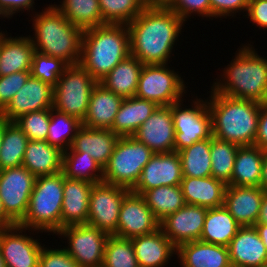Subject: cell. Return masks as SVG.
<instances>
[{
	"label": "cell",
	"instance_id": "1",
	"mask_svg": "<svg viewBox=\"0 0 267 267\" xmlns=\"http://www.w3.org/2000/svg\"><path fill=\"white\" fill-rule=\"evenodd\" d=\"M127 27L132 56L143 65L170 64L185 22L168 7L147 6Z\"/></svg>",
	"mask_w": 267,
	"mask_h": 267
},
{
	"label": "cell",
	"instance_id": "2",
	"mask_svg": "<svg viewBox=\"0 0 267 267\" xmlns=\"http://www.w3.org/2000/svg\"><path fill=\"white\" fill-rule=\"evenodd\" d=\"M247 42L237 48L210 88L228 97L263 103L267 101V56L258 54L254 42Z\"/></svg>",
	"mask_w": 267,
	"mask_h": 267
},
{
	"label": "cell",
	"instance_id": "3",
	"mask_svg": "<svg viewBox=\"0 0 267 267\" xmlns=\"http://www.w3.org/2000/svg\"><path fill=\"white\" fill-rule=\"evenodd\" d=\"M207 106L212 135L240 146H252L257 136L261 103L228 97L210 88Z\"/></svg>",
	"mask_w": 267,
	"mask_h": 267
},
{
	"label": "cell",
	"instance_id": "4",
	"mask_svg": "<svg viewBox=\"0 0 267 267\" xmlns=\"http://www.w3.org/2000/svg\"><path fill=\"white\" fill-rule=\"evenodd\" d=\"M28 17L32 21L30 32L34 31L29 37L36 51L62 59L68 65L79 64L81 28L70 23L52 3Z\"/></svg>",
	"mask_w": 267,
	"mask_h": 267
},
{
	"label": "cell",
	"instance_id": "5",
	"mask_svg": "<svg viewBox=\"0 0 267 267\" xmlns=\"http://www.w3.org/2000/svg\"><path fill=\"white\" fill-rule=\"evenodd\" d=\"M130 55L127 25L104 24L83 30L79 64L99 83Z\"/></svg>",
	"mask_w": 267,
	"mask_h": 267
},
{
	"label": "cell",
	"instance_id": "6",
	"mask_svg": "<svg viewBox=\"0 0 267 267\" xmlns=\"http://www.w3.org/2000/svg\"><path fill=\"white\" fill-rule=\"evenodd\" d=\"M64 178L62 172L36 178L20 226L52 236L61 229Z\"/></svg>",
	"mask_w": 267,
	"mask_h": 267
},
{
	"label": "cell",
	"instance_id": "7",
	"mask_svg": "<svg viewBox=\"0 0 267 267\" xmlns=\"http://www.w3.org/2000/svg\"><path fill=\"white\" fill-rule=\"evenodd\" d=\"M153 155L154 152L134 136L119 137L103 168V182L132 190Z\"/></svg>",
	"mask_w": 267,
	"mask_h": 267
},
{
	"label": "cell",
	"instance_id": "8",
	"mask_svg": "<svg viewBox=\"0 0 267 267\" xmlns=\"http://www.w3.org/2000/svg\"><path fill=\"white\" fill-rule=\"evenodd\" d=\"M170 66L169 63L143 65L135 96L158 106H170L185 99V94L189 92V86H186L188 82L183 80L185 76Z\"/></svg>",
	"mask_w": 267,
	"mask_h": 267
},
{
	"label": "cell",
	"instance_id": "9",
	"mask_svg": "<svg viewBox=\"0 0 267 267\" xmlns=\"http://www.w3.org/2000/svg\"><path fill=\"white\" fill-rule=\"evenodd\" d=\"M97 83L80 64L69 65L54 87L52 108L83 121Z\"/></svg>",
	"mask_w": 267,
	"mask_h": 267
},
{
	"label": "cell",
	"instance_id": "10",
	"mask_svg": "<svg viewBox=\"0 0 267 267\" xmlns=\"http://www.w3.org/2000/svg\"><path fill=\"white\" fill-rule=\"evenodd\" d=\"M195 97L171 105L175 128V151H180L195 142L208 139L212 136L211 114L207 106V98L191 93ZM199 97V98H198ZM195 98V99H194ZM185 100V101H184Z\"/></svg>",
	"mask_w": 267,
	"mask_h": 267
},
{
	"label": "cell",
	"instance_id": "11",
	"mask_svg": "<svg viewBox=\"0 0 267 267\" xmlns=\"http://www.w3.org/2000/svg\"><path fill=\"white\" fill-rule=\"evenodd\" d=\"M61 238L65 251L79 267H99L104 261V250L109 235L88 224L70 225L61 228L55 237Z\"/></svg>",
	"mask_w": 267,
	"mask_h": 267
},
{
	"label": "cell",
	"instance_id": "12",
	"mask_svg": "<svg viewBox=\"0 0 267 267\" xmlns=\"http://www.w3.org/2000/svg\"><path fill=\"white\" fill-rule=\"evenodd\" d=\"M38 233L43 232L19 224L0 228V251L6 267H38L44 245L40 242Z\"/></svg>",
	"mask_w": 267,
	"mask_h": 267
},
{
	"label": "cell",
	"instance_id": "13",
	"mask_svg": "<svg viewBox=\"0 0 267 267\" xmlns=\"http://www.w3.org/2000/svg\"><path fill=\"white\" fill-rule=\"evenodd\" d=\"M131 190L100 182L93 184L89 199L87 224L108 235H116L119 212L124 197Z\"/></svg>",
	"mask_w": 267,
	"mask_h": 267
},
{
	"label": "cell",
	"instance_id": "14",
	"mask_svg": "<svg viewBox=\"0 0 267 267\" xmlns=\"http://www.w3.org/2000/svg\"><path fill=\"white\" fill-rule=\"evenodd\" d=\"M36 176L23 166L0 171V198L5 213L19 224L25 217Z\"/></svg>",
	"mask_w": 267,
	"mask_h": 267
},
{
	"label": "cell",
	"instance_id": "15",
	"mask_svg": "<svg viewBox=\"0 0 267 267\" xmlns=\"http://www.w3.org/2000/svg\"><path fill=\"white\" fill-rule=\"evenodd\" d=\"M159 223L144 197L130 191L120 207L116 236L132 239L147 235L159 229Z\"/></svg>",
	"mask_w": 267,
	"mask_h": 267
},
{
	"label": "cell",
	"instance_id": "16",
	"mask_svg": "<svg viewBox=\"0 0 267 267\" xmlns=\"http://www.w3.org/2000/svg\"><path fill=\"white\" fill-rule=\"evenodd\" d=\"M182 178L181 159L177 151L154 153L131 191L142 195L146 190L160 186L180 185Z\"/></svg>",
	"mask_w": 267,
	"mask_h": 267
},
{
	"label": "cell",
	"instance_id": "17",
	"mask_svg": "<svg viewBox=\"0 0 267 267\" xmlns=\"http://www.w3.org/2000/svg\"><path fill=\"white\" fill-rule=\"evenodd\" d=\"M54 87L31 75L9 104L0 112L8 122L20 116L53 107Z\"/></svg>",
	"mask_w": 267,
	"mask_h": 267
},
{
	"label": "cell",
	"instance_id": "18",
	"mask_svg": "<svg viewBox=\"0 0 267 267\" xmlns=\"http://www.w3.org/2000/svg\"><path fill=\"white\" fill-rule=\"evenodd\" d=\"M206 213L205 207L186 204L160 221L159 228L176 247L200 240Z\"/></svg>",
	"mask_w": 267,
	"mask_h": 267
},
{
	"label": "cell",
	"instance_id": "19",
	"mask_svg": "<svg viewBox=\"0 0 267 267\" xmlns=\"http://www.w3.org/2000/svg\"><path fill=\"white\" fill-rule=\"evenodd\" d=\"M175 128L170 106H159L133 135L154 153L175 151Z\"/></svg>",
	"mask_w": 267,
	"mask_h": 267
},
{
	"label": "cell",
	"instance_id": "20",
	"mask_svg": "<svg viewBox=\"0 0 267 267\" xmlns=\"http://www.w3.org/2000/svg\"><path fill=\"white\" fill-rule=\"evenodd\" d=\"M227 247L232 267H267V249L254 226L240 227Z\"/></svg>",
	"mask_w": 267,
	"mask_h": 267
},
{
	"label": "cell",
	"instance_id": "21",
	"mask_svg": "<svg viewBox=\"0 0 267 267\" xmlns=\"http://www.w3.org/2000/svg\"><path fill=\"white\" fill-rule=\"evenodd\" d=\"M264 192L261 187L227 185L223 206L241 227L254 226Z\"/></svg>",
	"mask_w": 267,
	"mask_h": 267
},
{
	"label": "cell",
	"instance_id": "22",
	"mask_svg": "<svg viewBox=\"0 0 267 267\" xmlns=\"http://www.w3.org/2000/svg\"><path fill=\"white\" fill-rule=\"evenodd\" d=\"M0 27V76L30 71L35 51L29 35L13 36Z\"/></svg>",
	"mask_w": 267,
	"mask_h": 267
},
{
	"label": "cell",
	"instance_id": "23",
	"mask_svg": "<svg viewBox=\"0 0 267 267\" xmlns=\"http://www.w3.org/2000/svg\"><path fill=\"white\" fill-rule=\"evenodd\" d=\"M139 267H165L177 255V247L159 228L131 239Z\"/></svg>",
	"mask_w": 267,
	"mask_h": 267
},
{
	"label": "cell",
	"instance_id": "24",
	"mask_svg": "<svg viewBox=\"0 0 267 267\" xmlns=\"http://www.w3.org/2000/svg\"><path fill=\"white\" fill-rule=\"evenodd\" d=\"M176 258L180 267H232L227 246L200 240L179 245Z\"/></svg>",
	"mask_w": 267,
	"mask_h": 267
},
{
	"label": "cell",
	"instance_id": "25",
	"mask_svg": "<svg viewBox=\"0 0 267 267\" xmlns=\"http://www.w3.org/2000/svg\"><path fill=\"white\" fill-rule=\"evenodd\" d=\"M92 186L87 181L64 178L61 228L87 224Z\"/></svg>",
	"mask_w": 267,
	"mask_h": 267
},
{
	"label": "cell",
	"instance_id": "26",
	"mask_svg": "<svg viewBox=\"0 0 267 267\" xmlns=\"http://www.w3.org/2000/svg\"><path fill=\"white\" fill-rule=\"evenodd\" d=\"M118 139L119 136L112 130L95 129L82 125L68 150L85 152V155H90L104 168Z\"/></svg>",
	"mask_w": 267,
	"mask_h": 267
},
{
	"label": "cell",
	"instance_id": "27",
	"mask_svg": "<svg viewBox=\"0 0 267 267\" xmlns=\"http://www.w3.org/2000/svg\"><path fill=\"white\" fill-rule=\"evenodd\" d=\"M123 100V97L116 95L102 84L97 83L91 93L87 113L82 121V125L89 128L111 130Z\"/></svg>",
	"mask_w": 267,
	"mask_h": 267
},
{
	"label": "cell",
	"instance_id": "28",
	"mask_svg": "<svg viewBox=\"0 0 267 267\" xmlns=\"http://www.w3.org/2000/svg\"><path fill=\"white\" fill-rule=\"evenodd\" d=\"M180 187L186 204L207 209L223 206L227 185L214 177H183Z\"/></svg>",
	"mask_w": 267,
	"mask_h": 267
},
{
	"label": "cell",
	"instance_id": "29",
	"mask_svg": "<svg viewBox=\"0 0 267 267\" xmlns=\"http://www.w3.org/2000/svg\"><path fill=\"white\" fill-rule=\"evenodd\" d=\"M62 157L63 151L46 140H29L22 166L36 177L54 175L62 172Z\"/></svg>",
	"mask_w": 267,
	"mask_h": 267
},
{
	"label": "cell",
	"instance_id": "30",
	"mask_svg": "<svg viewBox=\"0 0 267 267\" xmlns=\"http://www.w3.org/2000/svg\"><path fill=\"white\" fill-rule=\"evenodd\" d=\"M159 106L136 96L124 98L111 130L119 137L133 136Z\"/></svg>",
	"mask_w": 267,
	"mask_h": 267
},
{
	"label": "cell",
	"instance_id": "31",
	"mask_svg": "<svg viewBox=\"0 0 267 267\" xmlns=\"http://www.w3.org/2000/svg\"><path fill=\"white\" fill-rule=\"evenodd\" d=\"M264 150L258 146L238 147L231 181L227 185L260 187Z\"/></svg>",
	"mask_w": 267,
	"mask_h": 267
},
{
	"label": "cell",
	"instance_id": "32",
	"mask_svg": "<svg viewBox=\"0 0 267 267\" xmlns=\"http://www.w3.org/2000/svg\"><path fill=\"white\" fill-rule=\"evenodd\" d=\"M143 64L131 54L116 65L99 83L123 98L134 97Z\"/></svg>",
	"mask_w": 267,
	"mask_h": 267
},
{
	"label": "cell",
	"instance_id": "33",
	"mask_svg": "<svg viewBox=\"0 0 267 267\" xmlns=\"http://www.w3.org/2000/svg\"><path fill=\"white\" fill-rule=\"evenodd\" d=\"M240 227L224 206L207 209L200 241L228 246Z\"/></svg>",
	"mask_w": 267,
	"mask_h": 267
},
{
	"label": "cell",
	"instance_id": "34",
	"mask_svg": "<svg viewBox=\"0 0 267 267\" xmlns=\"http://www.w3.org/2000/svg\"><path fill=\"white\" fill-rule=\"evenodd\" d=\"M62 173L66 178L83 180L91 184L103 181V168L85 152L66 150L62 157Z\"/></svg>",
	"mask_w": 267,
	"mask_h": 267
},
{
	"label": "cell",
	"instance_id": "35",
	"mask_svg": "<svg viewBox=\"0 0 267 267\" xmlns=\"http://www.w3.org/2000/svg\"><path fill=\"white\" fill-rule=\"evenodd\" d=\"M54 6L75 26L86 30L104 25L98 0H60Z\"/></svg>",
	"mask_w": 267,
	"mask_h": 267
},
{
	"label": "cell",
	"instance_id": "36",
	"mask_svg": "<svg viewBox=\"0 0 267 267\" xmlns=\"http://www.w3.org/2000/svg\"><path fill=\"white\" fill-rule=\"evenodd\" d=\"M142 196L159 222L186 205L180 185L146 190Z\"/></svg>",
	"mask_w": 267,
	"mask_h": 267
},
{
	"label": "cell",
	"instance_id": "37",
	"mask_svg": "<svg viewBox=\"0 0 267 267\" xmlns=\"http://www.w3.org/2000/svg\"><path fill=\"white\" fill-rule=\"evenodd\" d=\"M211 137L178 151L183 177L211 176Z\"/></svg>",
	"mask_w": 267,
	"mask_h": 267
},
{
	"label": "cell",
	"instance_id": "38",
	"mask_svg": "<svg viewBox=\"0 0 267 267\" xmlns=\"http://www.w3.org/2000/svg\"><path fill=\"white\" fill-rule=\"evenodd\" d=\"M28 141L27 135L15 122L5 125L0 148V171L22 166Z\"/></svg>",
	"mask_w": 267,
	"mask_h": 267
},
{
	"label": "cell",
	"instance_id": "39",
	"mask_svg": "<svg viewBox=\"0 0 267 267\" xmlns=\"http://www.w3.org/2000/svg\"><path fill=\"white\" fill-rule=\"evenodd\" d=\"M81 126L82 121L78 118L51 108L46 141L64 152L70 148Z\"/></svg>",
	"mask_w": 267,
	"mask_h": 267
},
{
	"label": "cell",
	"instance_id": "40",
	"mask_svg": "<svg viewBox=\"0 0 267 267\" xmlns=\"http://www.w3.org/2000/svg\"><path fill=\"white\" fill-rule=\"evenodd\" d=\"M238 145L211 136V176L223 181H231Z\"/></svg>",
	"mask_w": 267,
	"mask_h": 267
},
{
	"label": "cell",
	"instance_id": "41",
	"mask_svg": "<svg viewBox=\"0 0 267 267\" xmlns=\"http://www.w3.org/2000/svg\"><path fill=\"white\" fill-rule=\"evenodd\" d=\"M104 24H124L133 21L147 7L144 0H98Z\"/></svg>",
	"mask_w": 267,
	"mask_h": 267
},
{
	"label": "cell",
	"instance_id": "42",
	"mask_svg": "<svg viewBox=\"0 0 267 267\" xmlns=\"http://www.w3.org/2000/svg\"><path fill=\"white\" fill-rule=\"evenodd\" d=\"M103 265L139 267L131 239L109 235L105 244Z\"/></svg>",
	"mask_w": 267,
	"mask_h": 267
},
{
	"label": "cell",
	"instance_id": "43",
	"mask_svg": "<svg viewBox=\"0 0 267 267\" xmlns=\"http://www.w3.org/2000/svg\"><path fill=\"white\" fill-rule=\"evenodd\" d=\"M68 66L62 59L48 56L35 50L32 57L30 75L55 87Z\"/></svg>",
	"mask_w": 267,
	"mask_h": 267
},
{
	"label": "cell",
	"instance_id": "44",
	"mask_svg": "<svg viewBox=\"0 0 267 267\" xmlns=\"http://www.w3.org/2000/svg\"><path fill=\"white\" fill-rule=\"evenodd\" d=\"M29 140H46L50 125V109L24 114L14 121Z\"/></svg>",
	"mask_w": 267,
	"mask_h": 267
},
{
	"label": "cell",
	"instance_id": "45",
	"mask_svg": "<svg viewBox=\"0 0 267 267\" xmlns=\"http://www.w3.org/2000/svg\"><path fill=\"white\" fill-rule=\"evenodd\" d=\"M166 7L174 11L185 23L194 15L211 19L210 0H172Z\"/></svg>",
	"mask_w": 267,
	"mask_h": 267
},
{
	"label": "cell",
	"instance_id": "46",
	"mask_svg": "<svg viewBox=\"0 0 267 267\" xmlns=\"http://www.w3.org/2000/svg\"><path fill=\"white\" fill-rule=\"evenodd\" d=\"M29 76L30 71L0 76V112L9 104L17 91L23 87Z\"/></svg>",
	"mask_w": 267,
	"mask_h": 267
},
{
	"label": "cell",
	"instance_id": "47",
	"mask_svg": "<svg viewBox=\"0 0 267 267\" xmlns=\"http://www.w3.org/2000/svg\"><path fill=\"white\" fill-rule=\"evenodd\" d=\"M53 244L52 248L45 244L43 245L39 256L38 267H79L77 262L61 245L59 246L58 244V247H55Z\"/></svg>",
	"mask_w": 267,
	"mask_h": 267
},
{
	"label": "cell",
	"instance_id": "48",
	"mask_svg": "<svg viewBox=\"0 0 267 267\" xmlns=\"http://www.w3.org/2000/svg\"><path fill=\"white\" fill-rule=\"evenodd\" d=\"M248 4L249 0H210L211 20H213L214 18H219L220 20L224 18H235L237 15L236 13H238V15L244 14L243 16L245 18Z\"/></svg>",
	"mask_w": 267,
	"mask_h": 267
},
{
	"label": "cell",
	"instance_id": "49",
	"mask_svg": "<svg viewBox=\"0 0 267 267\" xmlns=\"http://www.w3.org/2000/svg\"><path fill=\"white\" fill-rule=\"evenodd\" d=\"M36 0H0V19H12L14 15H18V13L21 12V14L24 12L28 13L30 16V13L36 12V6L35 5ZM30 10L32 12H30ZM34 10V11H33Z\"/></svg>",
	"mask_w": 267,
	"mask_h": 267
},
{
	"label": "cell",
	"instance_id": "50",
	"mask_svg": "<svg viewBox=\"0 0 267 267\" xmlns=\"http://www.w3.org/2000/svg\"><path fill=\"white\" fill-rule=\"evenodd\" d=\"M245 16L259 30H267V0H249Z\"/></svg>",
	"mask_w": 267,
	"mask_h": 267
},
{
	"label": "cell",
	"instance_id": "51",
	"mask_svg": "<svg viewBox=\"0 0 267 267\" xmlns=\"http://www.w3.org/2000/svg\"><path fill=\"white\" fill-rule=\"evenodd\" d=\"M255 146L267 151V101L261 103Z\"/></svg>",
	"mask_w": 267,
	"mask_h": 267
},
{
	"label": "cell",
	"instance_id": "52",
	"mask_svg": "<svg viewBox=\"0 0 267 267\" xmlns=\"http://www.w3.org/2000/svg\"><path fill=\"white\" fill-rule=\"evenodd\" d=\"M256 224H267V191L264 192Z\"/></svg>",
	"mask_w": 267,
	"mask_h": 267
},
{
	"label": "cell",
	"instance_id": "53",
	"mask_svg": "<svg viewBox=\"0 0 267 267\" xmlns=\"http://www.w3.org/2000/svg\"><path fill=\"white\" fill-rule=\"evenodd\" d=\"M16 225V223L5 213L2 200L0 198V228L10 227Z\"/></svg>",
	"mask_w": 267,
	"mask_h": 267
},
{
	"label": "cell",
	"instance_id": "54",
	"mask_svg": "<svg viewBox=\"0 0 267 267\" xmlns=\"http://www.w3.org/2000/svg\"><path fill=\"white\" fill-rule=\"evenodd\" d=\"M260 187L267 191V151H264L263 163H262V177Z\"/></svg>",
	"mask_w": 267,
	"mask_h": 267
},
{
	"label": "cell",
	"instance_id": "55",
	"mask_svg": "<svg viewBox=\"0 0 267 267\" xmlns=\"http://www.w3.org/2000/svg\"><path fill=\"white\" fill-rule=\"evenodd\" d=\"M254 227L257 230L259 237L261 238L263 244L267 249V224H255Z\"/></svg>",
	"mask_w": 267,
	"mask_h": 267
},
{
	"label": "cell",
	"instance_id": "56",
	"mask_svg": "<svg viewBox=\"0 0 267 267\" xmlns=\"http://www.w3.org/2000/svg\"><path fill=\"white\" fill-rule=\"evenodd\" d=\"M172 0H144L146 6L166 7Z\"/></svg>",
	"mask_w": 267,
	"mask_h": 267
},
{
	"label": "cell",
	"instance_id": "57",
	"mask_svg": "<svg viewBox=\"0 0 267 267\" xmlns=\"http://www.w3.org/2000/svg\"><path fill=\"white\" fill-rule=\"evenodd\" d=\"M7 123H8V121L0 115V148L2 145L4 127Z\"/></svg>",
	"mask_w": 267,
	"mask_h": 267
},
{
	"label": "cell",
	"instance_id": "58",
	"mask_svg": "<svg viewBox=\"0 0 267 267\" xmlns=\"http://www.w3.org/2000/svg\"><path fill=\"white\" fill-rule=\"evenodd\" d=\"M0 267H6L5 261L2 257L1 251H0Z\"/></svg>",
	"mask_w": 267,
	"mask_h": 267
}]
</instances>
